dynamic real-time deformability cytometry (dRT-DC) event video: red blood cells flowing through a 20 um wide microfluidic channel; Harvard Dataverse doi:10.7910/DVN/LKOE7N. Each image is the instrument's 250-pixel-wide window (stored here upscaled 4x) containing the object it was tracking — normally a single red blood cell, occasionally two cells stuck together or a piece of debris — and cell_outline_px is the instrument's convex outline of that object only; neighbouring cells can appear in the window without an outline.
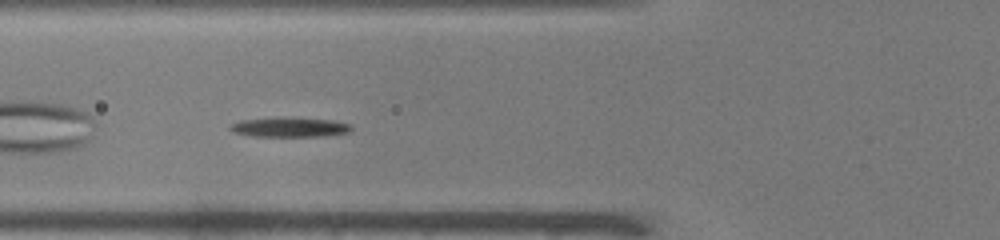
{"species": "common noctule bat (a hibernating species)", "species_latin": "Nyctalus noctula", "temperature_condition": "warm", "stored_images_in_passage": 31, "camera_frame_rate_fps": 3000, "um_per_image_px": 0.085, "animal": {"sex": "male", "body_mass_g": 19.0, "forearm_length_mm": 50.8}, "frame": {"image": 1, "passage_image": 5, "time_ms": 1.333, "image_size_px": [1000, 240], "cell_outline_px": [[352, 128], [348, 132], [324, 136], [252, 136], [236, 132], [228, 128], [228, 124], [240, 120], [332, 120], [352, 124]], "centroid_in_image_um": [24.64, 10.86], "position_along_channel_um": 101.2, "area_um2": 12.77}}
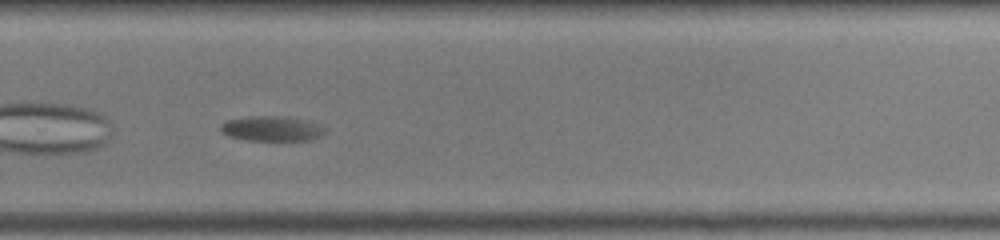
{"frame": {"image": 2, "passage_image": 22, "time_ms": 7.0, "image_size_px": [1000, 240], "cell_outline_px": [[324, 132], [320, 136], [308, 140], [248, 140], [228, 136], [220, 132], [220, 124], [228, 120], [248, 116], [276, 116], [300, 120], [316, 124], [324, 128]], "centroid_in_image_um": [23.0, 10.94], "position_along_channel_um": 306.8, "area_um2": 14.8}, "authors_computed_cell_mechanics": {"area_um2": 15.0858, "velocity_mm_per_s": 3.6298, "shape_relaxation_time_tau1_ms": 2.9322, "shape_relaxation_time_tau2_ms": null, "deformation_change_tau1": 0.1876, "deformation_change_tau2": null}}